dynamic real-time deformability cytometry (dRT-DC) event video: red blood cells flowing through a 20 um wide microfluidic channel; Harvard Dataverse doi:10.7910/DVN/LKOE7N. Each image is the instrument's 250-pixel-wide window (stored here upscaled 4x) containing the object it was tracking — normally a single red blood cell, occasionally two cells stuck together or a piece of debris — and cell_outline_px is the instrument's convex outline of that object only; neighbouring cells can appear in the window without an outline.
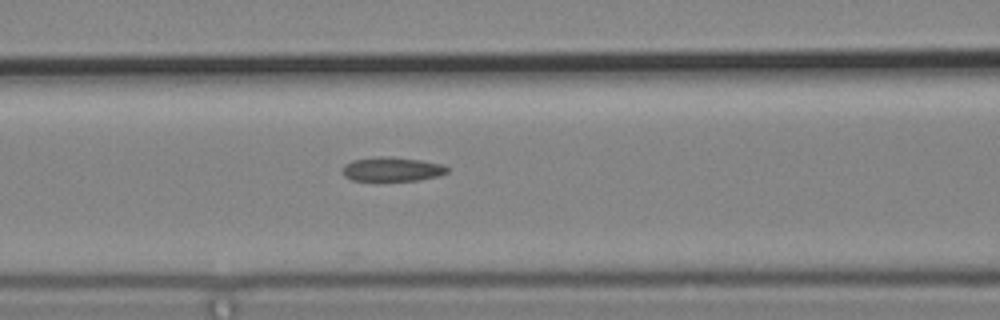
{"species": "common noctule bat (a hibernating species)", "species_latin": "Nyctalus noctula", "temperature_condition": "cold", "stored_images_in_passage": 7, "segment_of_instrument_passage": [2, 2], "camera_frame_rate_fps": 3000, "um_per_image_px": 0.085, "animal": {"sex": "male", "body_mass_g": 19.2, "forearm_length_mm": 51.8}, "frame": {"image": 1, "passage_image": 7, "time_ms": 2.0, "image_size_px": [1000, 320], "cell_outline_px": [[448, 172], [440, 176], [416, 180], [352, 180], [344, 176], [340, 172], [344, 164], [352, 160], [376, 156], [388, 156], [420, 160], [444, 164], [448, 168]], "centroid_in_image_um": [33.3, 14.37], "position_along_channel_um": 133.3, "area_um2": 14.91}}